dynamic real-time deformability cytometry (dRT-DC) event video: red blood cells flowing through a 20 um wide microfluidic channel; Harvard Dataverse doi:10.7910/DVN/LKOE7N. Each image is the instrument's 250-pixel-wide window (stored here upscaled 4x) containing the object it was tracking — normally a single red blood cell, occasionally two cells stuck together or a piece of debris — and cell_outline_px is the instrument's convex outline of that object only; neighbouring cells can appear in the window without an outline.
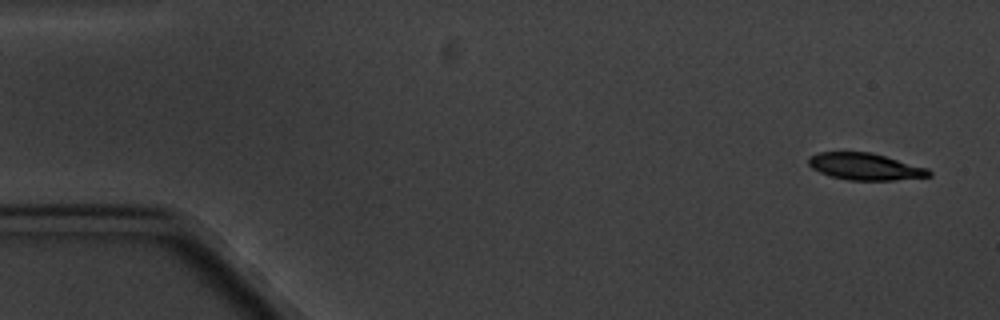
{"species": "common noctule bat (a hibernating species)", "species_latin": "Nyctalus noctula", "temperature_condition": "cold", "stored_images_in_passage": 5, "camera_frame_rate_fps": 3000, "um_per_image_px": 0.085, "animal": {"sex": "male", "body_mass_g": 20.1, "forearm_length_mm": 53.5}, "frame": {"image": 1, "passage_image": 1, "time_ms": 0.0, "image_size_px": [1000, 320], "cell_outline_px": [[932, 176], [892, 180], [848, 180], [832, 176], [820, 172], [812, 168], [808, 164], [808, 156], [820, 152], [872, 152], [928, 168], [932, 172]], "centroid_in_image_um": [73.54, 14.15], "position_along_channel_um": 11.5, "area_um2": 18.84}}
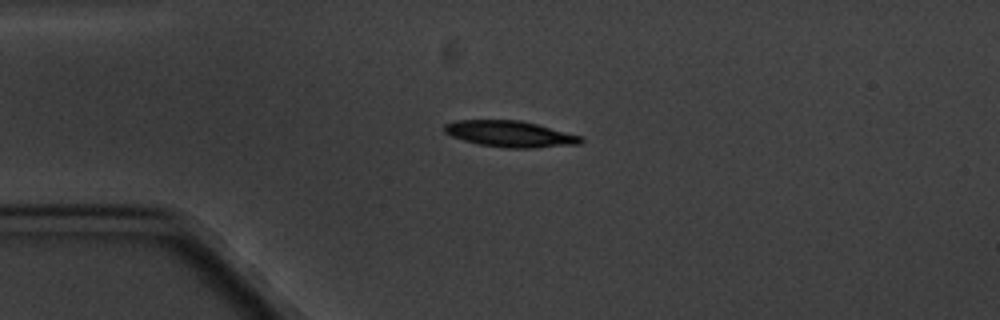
{"frame": {"image": 2, "passage_image": 4, "time_ms": 3.667, "image_size_px": [1000, 320], "cell_outline_px": [[584, 140], [580, 144], [532, 148], [508, 148], [480, 144], [464, 140], [452, 136], [444, 132], [444, 124], [456, 120], [520, 120], [536, 124], [580, 136]], "centroid_in_image_um": [43.33, 11.38], "position_along_channel_um": 41.7, "area_um2": 20.58}}